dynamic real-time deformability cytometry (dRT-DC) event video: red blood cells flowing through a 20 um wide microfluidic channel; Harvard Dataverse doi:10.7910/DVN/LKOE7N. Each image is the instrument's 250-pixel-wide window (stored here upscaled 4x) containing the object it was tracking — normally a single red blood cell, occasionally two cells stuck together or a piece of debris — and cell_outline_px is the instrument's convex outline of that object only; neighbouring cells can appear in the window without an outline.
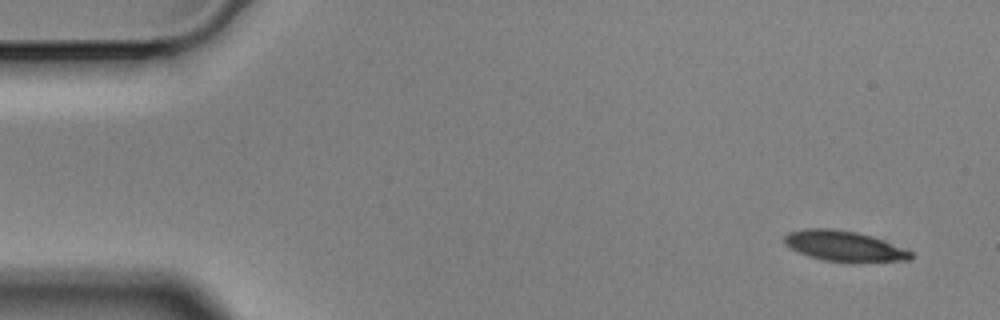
{"species": "Egyptian fruit bat (a non-hibernating species)", "species_latin": "Rousettus aegyptiacus", "temperature_condition": "cold", "stored_images_in_passage": 3, "camera_frame_rate_fps": 3000, "um_per_image_px": 0.085, "animal": {"sex": "male"}, "frame": {"image": 1, "passage_image": 1, "time_ms": 0.0, "image_size_px": [1000, 320], "cell_outline_px": [[912, 256], [908, 260], [856, 264], [852, 264], [824, 260], [808, 256], [784, 244], [784, 236], [788, 232], [804, 228], [832, 228], [856, 232], [872, 236], [912, 252]], "centroid_in_image_um": [71.74, 20.94], "position_along_channel_um": 13.3, "area_um2": 22.77}}